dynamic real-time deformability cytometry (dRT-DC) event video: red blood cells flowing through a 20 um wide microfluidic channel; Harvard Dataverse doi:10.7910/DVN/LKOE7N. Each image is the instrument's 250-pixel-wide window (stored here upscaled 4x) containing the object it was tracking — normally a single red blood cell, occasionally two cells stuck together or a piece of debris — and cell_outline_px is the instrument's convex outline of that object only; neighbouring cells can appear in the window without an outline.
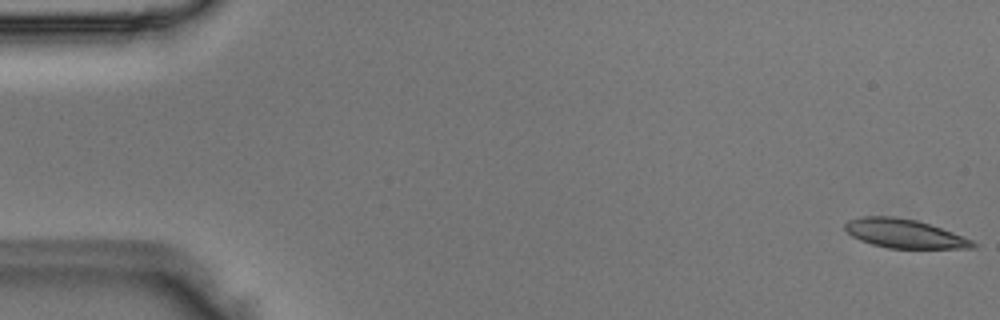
{"species": "Egyptian fruit bat (a non-hibernating species)", "species_latin": "Rousettus aegyptiacus", "temperature_condition": "room temperature", "stored_images_in_passage": 5, "camera_frame_rate_fps": 3000, "um_per_image_px": 0.085, "animal": {"sex": "male"}, "frame": {"image": 1, "passage_image": 1, "time_ms": 0.0, "image_size_px": [1000, 320], "cell_outline_px": [[980, 244], [976, 248], [888, 248], [872, 244], [860, 240], [852, 236], [844, 228], [844, 224], [848, 220], [860, 216], [892, 216], [916, 220], [952, 232], [972, 240]], "centroid_in_image_um": [76.86, 19.85], "position_along_channel_um": 8.1, "area_um2": 21.44}}